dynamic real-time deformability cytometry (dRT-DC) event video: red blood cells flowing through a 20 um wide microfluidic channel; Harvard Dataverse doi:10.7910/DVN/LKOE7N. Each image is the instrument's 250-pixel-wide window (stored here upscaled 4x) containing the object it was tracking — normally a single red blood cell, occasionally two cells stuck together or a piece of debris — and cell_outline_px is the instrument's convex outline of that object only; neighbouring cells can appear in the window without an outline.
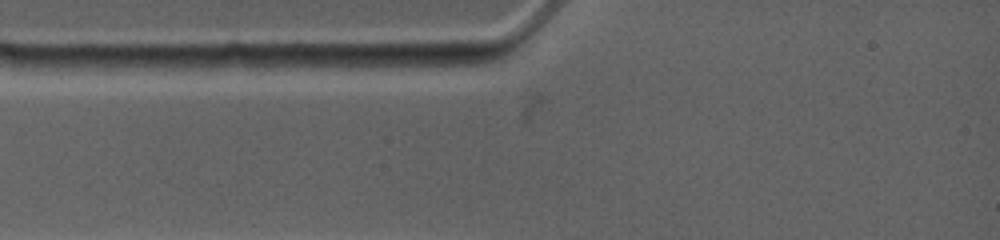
{"species": "common noctule bat (a hibernating species)", "species_latin": "Nyctalus noctula", "temperature_condition": "warm", "stored_images_in_passage": 2, "camera_frame_rate_fps": 4500, "um_per_image_px": 0.085, "animal": {"sex": "female", "body_mass_g": 19.0, "forearm_length_mm": 53.3}, "frame": {"image": 1, "passage_image": 2, "time_ms": 0.222, "image_size_px": [1000, 240], "cell_outline_px": [[476, 64], [448, 72], [340, 64], [340, 60], [344, 56], [428, 56]], "centroid_in_image_um": [34.55, 5.33], "position_along_channel_um": 50.5, "area_um2": 10.35}}